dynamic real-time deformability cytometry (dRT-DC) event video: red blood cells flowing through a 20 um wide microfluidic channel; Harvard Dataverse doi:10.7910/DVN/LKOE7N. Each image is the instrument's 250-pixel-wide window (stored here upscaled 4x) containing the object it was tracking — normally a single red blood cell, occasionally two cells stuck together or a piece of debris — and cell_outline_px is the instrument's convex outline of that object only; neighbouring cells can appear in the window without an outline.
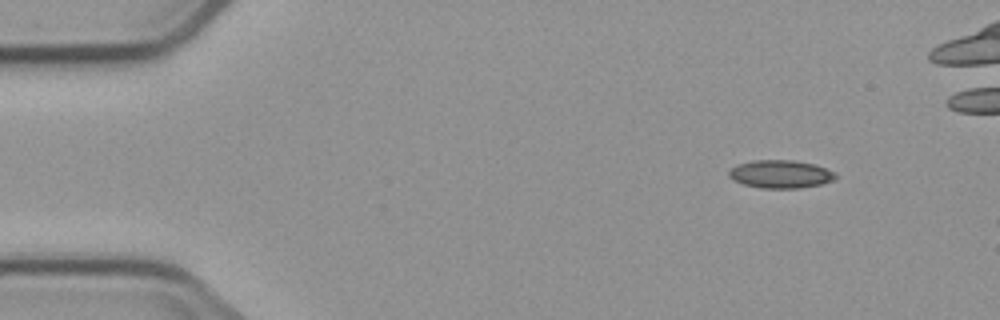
{"species": "common noctule bat (a hibernating species)", "species_latin": "Nyctalus noctula", "temperature_condition": "cold", "stored_images_in_passage": 3, "camera_frame_rate_fps": 3000, "um_per_image_px": 0.085, "animal": {"sex": "male", "body_mass_g": 23.1, "forearm_length_mm": 52.7}, "frame": {"image": 1, "passage_image": 1, "time_ms": 0.0, "image_size_px": [1000, 320], "cell_outline_px": [[836, 176], [832, 180], [820, 184], [800, 188], [760, 188], [744, 184], [732, 180], [728, 176], [728, 172], [736, 164], [752, 160], [796, 160], [816, 164], [836, 172]], "centroid_in_image_um": [66.33, 14.79], "position_along_channel_um": 18.7, "area_um2": 17.57}}